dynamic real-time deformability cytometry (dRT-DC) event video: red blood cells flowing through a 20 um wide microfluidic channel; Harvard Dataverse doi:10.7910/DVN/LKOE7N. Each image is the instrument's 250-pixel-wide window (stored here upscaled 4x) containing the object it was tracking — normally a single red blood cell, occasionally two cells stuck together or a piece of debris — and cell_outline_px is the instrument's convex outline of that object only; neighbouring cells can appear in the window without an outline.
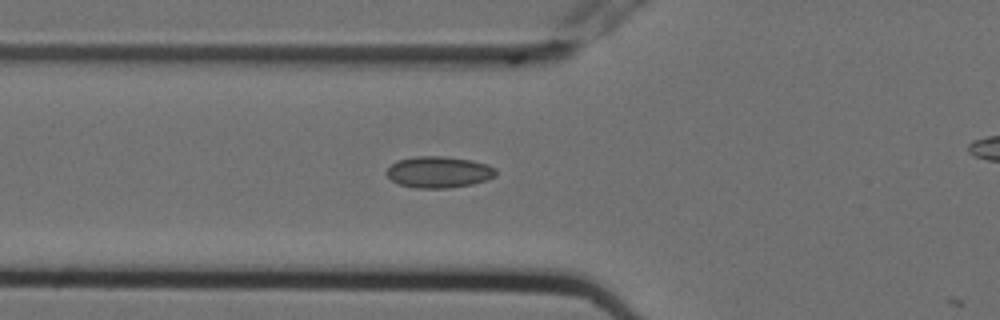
{"species": "Egyptian fruit bat (a non-hibernating species)", "species_latin": "Rousettus aegyptiacus", "temperature_condition": "cold", "stored_images_in_passage": 8, "segment_of_instrument_passage": [1, 2], "camera_frame_rate_fps": 3000, "um_per_image_px": 0.085, "animal": {"sex": "female"}, "frame": {"image": 1, "passage_image": 7, "time_ms": 2.0, "image_size_px": [1000, 320], "cell_outline_px": [[496, 176], [488, 180], [472, 184], [448, 188], [416, 188], [400, 184], [392, 180], [388, 176], [388, 168], [396, 160], [416, 156], [444, 156], [472, 160], [488, 164], [496, 168]], "centroid_in_image_um": [37.34, 14.62], "position_along_channel_um": 88.5, "area_um2": 20.06}}